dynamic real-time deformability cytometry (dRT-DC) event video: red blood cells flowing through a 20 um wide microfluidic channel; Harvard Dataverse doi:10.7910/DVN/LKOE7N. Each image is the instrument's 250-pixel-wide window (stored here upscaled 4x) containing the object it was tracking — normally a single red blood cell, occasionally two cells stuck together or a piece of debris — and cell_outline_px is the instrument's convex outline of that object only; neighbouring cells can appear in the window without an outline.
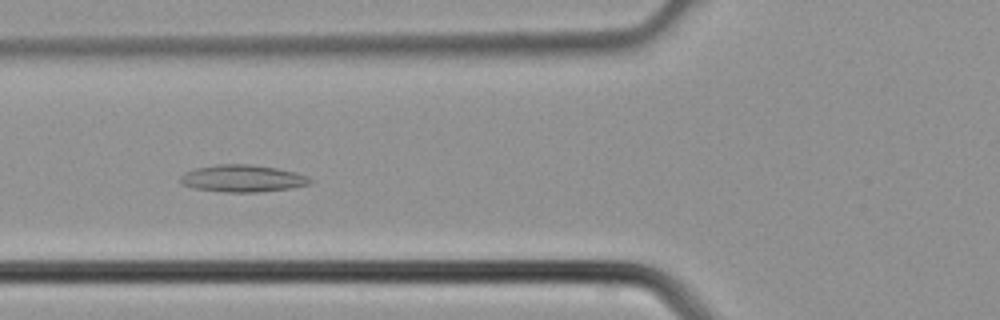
{"species": "common noctule bat (a hibernating species)", "species_latin": "Nyctalus noctula", "temperature_condition": "cold", "stored_images_in_passage": 4, "camera_frame_rate_fps": 3000, "um_per_image_px": 0.085, "animal": {"sex": "male", "body_mass_g": 21.5, "forearm_length_mm": 52.0}, "frame": {"image": 1, "passage_image": 4, "time_ms": 1.0, "image_size_px": [1000, 320], "cell_outline_px": [[316, 180], [308, 184], [288, 188], [260, 192], [224, 192], [192, 188], [180, 184], [180, 176], [184, 172], [196, 168], [216, 164], [248, 164], [276, 168], [296, 172], [308, 176]], "centroid_in_image_um": [20.59, 15.17], "position_along_channel_um": 105.2, "area_um2": 20.63}}